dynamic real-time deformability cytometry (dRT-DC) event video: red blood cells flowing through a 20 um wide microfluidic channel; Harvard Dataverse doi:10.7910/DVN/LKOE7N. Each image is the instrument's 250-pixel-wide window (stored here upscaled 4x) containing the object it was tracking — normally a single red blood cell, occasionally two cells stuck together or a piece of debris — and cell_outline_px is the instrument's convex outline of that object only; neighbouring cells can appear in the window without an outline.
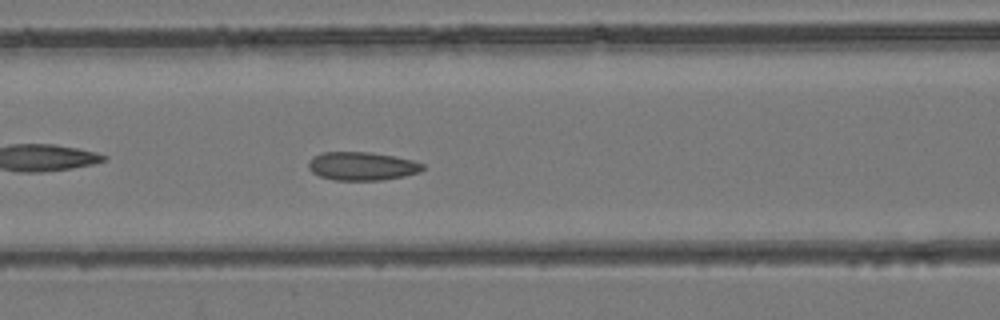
{"species": "common noctule bat (a hibernating species)", "species_latin": "Nyctalus noctula", "temperature_condition": "room temperature", "stored_images_in_passage": 45, "camera_frame_rate_fps": 3000, "um_per_image_px": 0.085, "animal": {"sex": "female", "body_mass_g": 24.6, "forearm_length_mm": 56.2}, "frame": {"image": 1, "passage_image": 20, "time_ms": 6.333, "image_size_px": [1000, 320], "cell_outline_px": [[424, 168], [420, 172], [404, 176], [380, 180], [332, 180], [320, 176], [312, 172], [308, 168], [308, 164], [316, 156], [324, 152], [368, 152], [392, 156], [412, 160], [424, 164]], "centroid_in_image_um": [30.79, 14.13], "position_along_channel_um": 135.8, "area_um2": 18.67}}
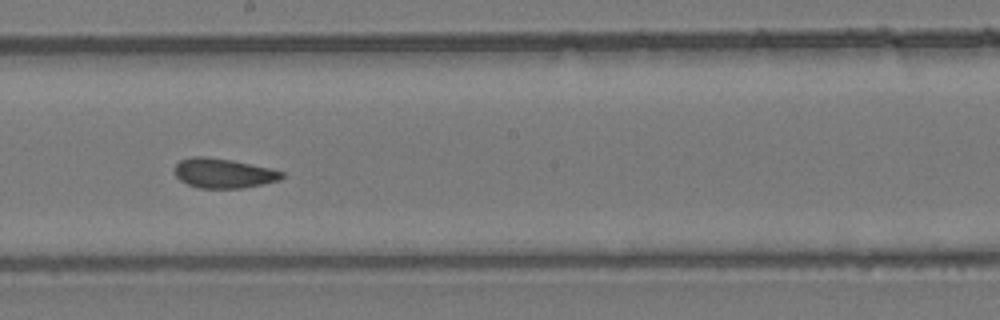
{"frame": {"image": 2, "passage_image": 26, "time_ms": 8.333, "image_size_px": [1000, 320], "cell_outline_px": [[284, 176], [280, 180], [264, 184], [240, 188], [200, 188], [188, 184], [180, 180], [176, 176], [176, 164], [180, 160], [192, 156], [204, 156], [232, 160], [268, 168], [284, 172]], "centroid_in_image_um": [19.0, 14.72], "position_along_channel_um": 229.2, "area_um2": 18.38}}
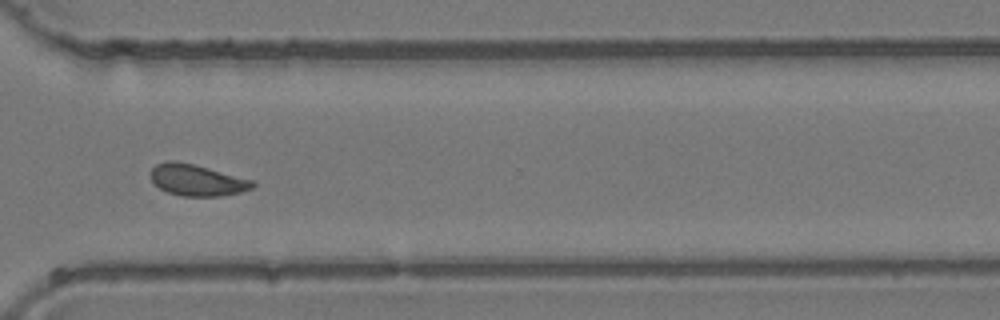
{"frame": {"image": 3, "passage_image": 34, "time_ms": 11.0, "image_size_px": [1000, 320], "cell_outline_px": [[256, 184], [252, 188], [240, 192], [220, 196], [180, 196], [168, 192], [160, 188], [152, 180], [152, 168], [156, 164], [168, 160], [176, 160], [208, 168], [252, 180]], "centroid_in_image_um": [16.73, 15.31], "position_along_channel_um": 353.9, "area_um2": 18.38}}